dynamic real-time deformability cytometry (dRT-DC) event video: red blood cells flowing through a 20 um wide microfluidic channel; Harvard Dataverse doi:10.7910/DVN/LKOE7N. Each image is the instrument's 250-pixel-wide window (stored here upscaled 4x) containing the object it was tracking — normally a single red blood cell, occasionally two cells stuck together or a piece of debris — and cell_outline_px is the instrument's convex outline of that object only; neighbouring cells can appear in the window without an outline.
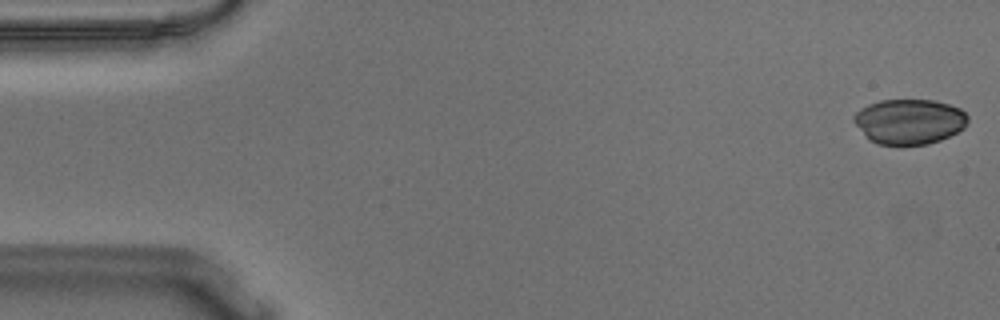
{"species": "Egyptian fruit bat (a non-hibernating species)", "species_latin": "Rousettus aegyptiacus", "temperature_condition": "warm", "stored_images_in_passage": 55, "camera_frame_rate_fps": 3000, "um_per_image_px": 0.085, "animal": {"sex": "male"}, "frame": {"image": 1, "passage_image": 1, "time_ms": 0.0, "image_size_px": [1000, 320], "cell_outline_px": [[968, 120], [964, 128], [940, 140], [928, 144], [876, 144], [868, 140], [852, 120], [852, 116], [860, 108], [868, 104], [880, 100], [936, 100], [960, 108], [968, 116]], "centroid_in_image_um": [77.26, 10.32], "position_along_channel_um": 7.7, "area_um2": 30.06}}
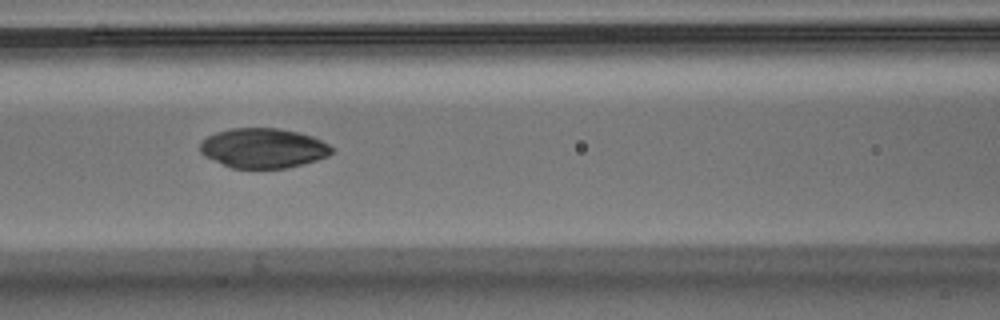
{"frame": {"image": 2, "passage_image": 23, "time_ms": 7.333, "image_size_px": [1000, 320], "cell_outline_px": [[332, 152], [328, 156], [316, 160], [284, 168], [232, 168], [204, 156], [200, 152], [200, 144], [208, 136], [216, 132], [232, 128], [280, 128], [300, 132], [312, 136], [328, 144], [332, 148]], "centroid_in_image_um": [22.37, 12.58], "position_along_channel_um": 144.2, "area_um2": 30.35}}
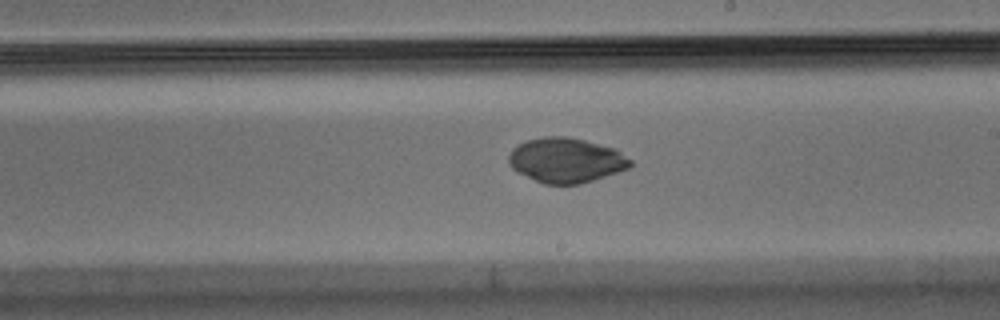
{"frame": {"image": 3, "passage_image": 31, "time_ms": 10.0, "image_size_px": [1000, 320], "cell_outline_px": [[632, 164], [628, 168], [580, 184], [544, 184], [516, 172], [508, 164], [508, 156], [512, 148], [516, 144], [524, 140], [544, 136], [568, 136], [616, 148], [632, 160]], "centroid_in_image_um": [48.07, 13.6], "position_along_channel_um": 240.9, "area_um2": 32.02}}